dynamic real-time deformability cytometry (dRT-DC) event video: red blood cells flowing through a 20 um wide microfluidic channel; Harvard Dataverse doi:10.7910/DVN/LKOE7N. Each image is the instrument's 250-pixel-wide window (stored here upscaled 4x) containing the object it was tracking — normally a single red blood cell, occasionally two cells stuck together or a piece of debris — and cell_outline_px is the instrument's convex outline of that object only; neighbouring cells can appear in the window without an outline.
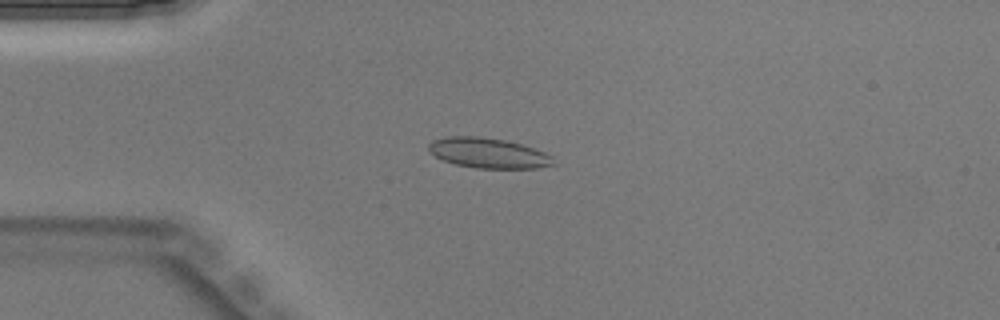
{"species": "Egyptian fruit bat (a non-hibernating species)", "species_latin": "Rousettus aegyptiacus", "temperature_condition": "warm", "stored_images_in_passage": 43, "camera_frame_rate_fps": 3000, "um_per_image_px": 0.085, "animal": {"sex": "male"}, "frame": {"image": 1, "passage_image": 10, "time_ms": 3.0, "image_size_px": [1000, 320], "cell_outline_px": [[556, 164], [536, 168], [476, 168], [456, 164], [444, 160], [436, 156], [428, 148], [428, 144], [432, 140], [448, 136], [476, 136], [504, 140], [520, 144], [544, 152], [552, 156]], "centroid_in_image_um": [41.51, 13.01], "position_along_channel_um": 43.5, "area_um2": 21.68}}
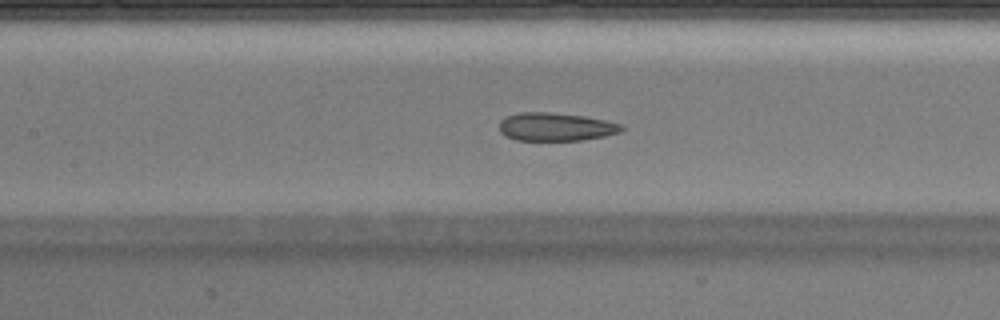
{"frame": {"image": 2, "passage_image": 19, "time_ms": 6.0, "image_size_px": [1000, 320], "cell_outline_px": [[624, 128], [620, 132], [604, 136], [580, 140], [516, 140], [500, 132], [500, 120], [508, 116], [520, 112], [548, 112], [584, 116], [604, 120], [620, 124]], "centroid_in_image_um": [47.23, 10.78], "position_along_channel_um": 160.2, "area_um2": 19.83}}
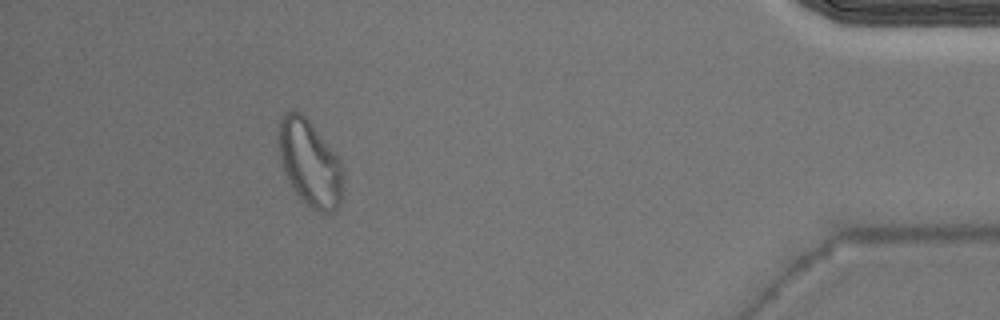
{"frame": {"image": 3, "passage_image": 39, "time_ms": 12.667, "image_size_px": [1000, 320], "cell_outline_px": [[340, 204], [336, 212], [324, 212], [312, 208], [292, 188], [284, 168], [280, 156], [276, 140], [280, 120], [284, 112], [300, 112], [308, 120], [340, 160]], "centroid_in_image_um": [26.28, 13.83], "position_along_channel_um": 408.9, "area_um2": 31.33}}